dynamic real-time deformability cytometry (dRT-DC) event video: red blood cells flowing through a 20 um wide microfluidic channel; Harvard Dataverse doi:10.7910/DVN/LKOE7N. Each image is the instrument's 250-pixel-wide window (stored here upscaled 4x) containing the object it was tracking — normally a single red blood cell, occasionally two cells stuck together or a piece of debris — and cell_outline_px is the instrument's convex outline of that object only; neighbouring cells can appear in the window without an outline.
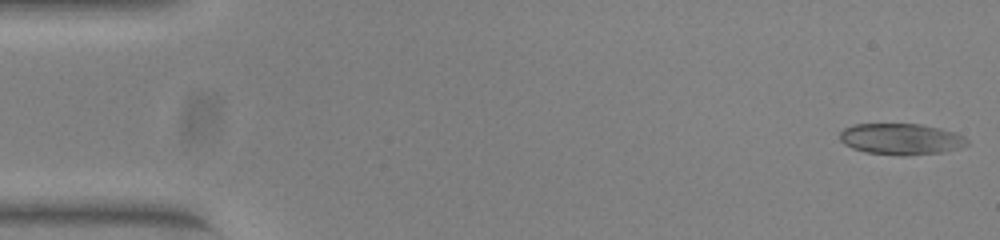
{"species": "common noctule bat (a hibernating species)", "species_latin": "Nyctalus noctula", "temperature_condition": "warm", "stored_images_in_passage": 51, "camera_frame_rate_fps": 3000, "um_per_image_px": 0.085, "animal": {"sex": "female", "body_mass_g": 23.0, "forearm_length_mm": 53.4}, "frame": {"image": 1, "passage_image": 1, "time_ms": 0.0, "image_size_px": [1000, 240], "cell_outline_px": [[968, 144], [960, 148], [944, 152], [904, 156], [900, 156], [864, 152], [852, 148], [844, 144], [840, 140], [840, 132], [844, 128], [852, 124], [920, 124], [940, 128], [956, 132], [964, 136], [968, 140]], "centroid_in_image_um": [76.6, 11.82], "position_along_channel_um": 8.4, "area_um2": 23.47}}
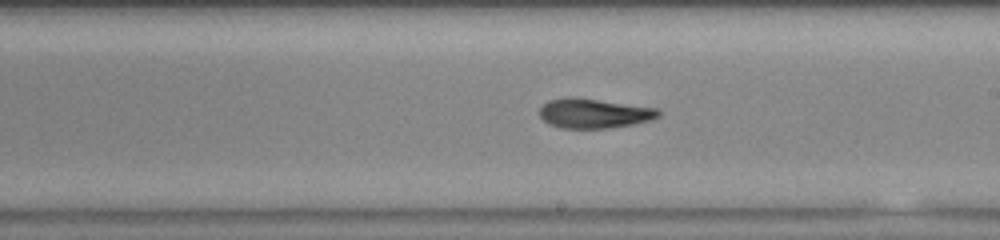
{"frame": {"image": 2, "passage_image": 29, "time_ms": 9.333, "image_size_px": [1000, 240], "cell_outline_px": [[660, 116], [652, 120], [632, 124], [608, 128], [560, 128], [548, 124], [540, 116], [540, 108], [548, 100], [568, 96], [572, 96], [660, 108]], "centroid_in_image_um": [50.5, 9.62], "position_along_channel_um": 238.5, "area_um2": 20.75}}
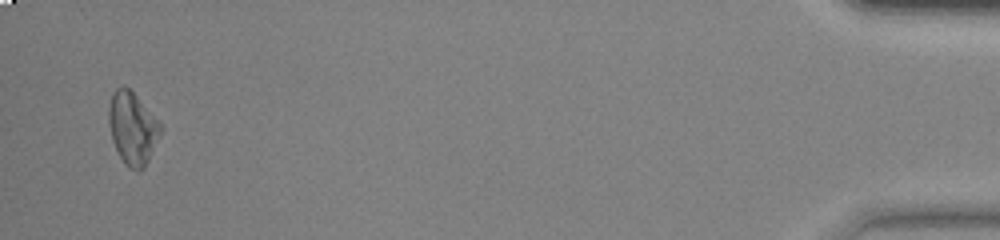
{"frame": {"image": 3, "passage_image": 50, "time_ms": 16.333, "image_size_px": [1000, 240], "cell_outline_px": [[164, 128], [144, 168], [136, 172], [120, 156], [112, 140], [108, 120], [108, 108], [112, 92], [116, 88], [128, 88], [136, 96]], "centroid_in_image_um": [11.26, 10.9], "position_along_channel_um": 423.9, "area_um2": 21.39}, "authors_computed_cell_mechanics": {"area_um2": 21.0392, "velocity_mm_per_s": 3.9267, "shape_relaxation_time_tau1_ms": 8.2394, "shape_relaxation_time_tau2_ms": 3.2501, "deformation_change_tau1": 0.2505, "deformation_change_tau2": 0.1147}}